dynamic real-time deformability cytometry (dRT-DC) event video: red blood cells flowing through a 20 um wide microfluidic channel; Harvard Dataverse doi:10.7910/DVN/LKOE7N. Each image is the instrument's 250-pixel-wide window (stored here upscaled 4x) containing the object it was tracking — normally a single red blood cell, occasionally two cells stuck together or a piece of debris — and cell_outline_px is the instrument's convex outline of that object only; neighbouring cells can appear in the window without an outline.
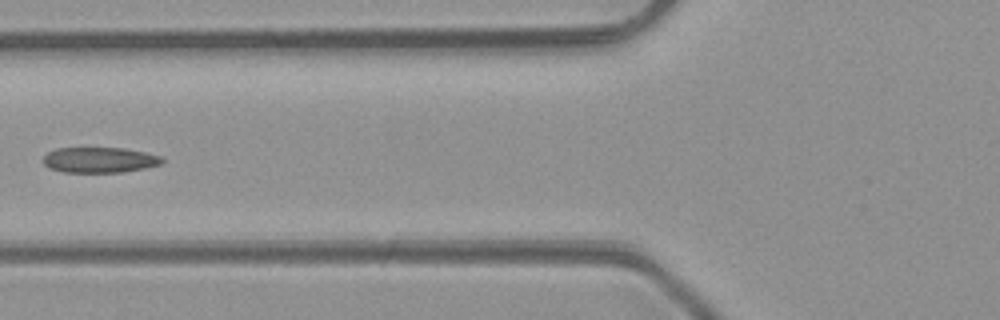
{"species": "common noctule bat (a hibernating species)", "species_latin": "Nyctalus noctula", "temperature_condition": "room temperature", "stored_images_in_passage": 6, "camera_frame_rate_fps": 3000, "um_per_image_px": 0.085, "animal": {"sex": "male", "body_mass_g": 23.1, "forearm_length_mm": 52.7}, "frame": {"image": 1, "passage_image": 6, "time_ms": 5.667, "image_size_px": [1000, 320], "cell_outline_px": [[164, 160], [160, 164], [144, 168], [124, 172], [64, 172], [48, 168], [44, 164], [44, 156], [48, 152], [56, 148], [124, 148], [164, 156]], "centroid_in_image_um": [8.47, 13.59], "position_along_channel_um": 117.3, "area_um2": 17.69}}